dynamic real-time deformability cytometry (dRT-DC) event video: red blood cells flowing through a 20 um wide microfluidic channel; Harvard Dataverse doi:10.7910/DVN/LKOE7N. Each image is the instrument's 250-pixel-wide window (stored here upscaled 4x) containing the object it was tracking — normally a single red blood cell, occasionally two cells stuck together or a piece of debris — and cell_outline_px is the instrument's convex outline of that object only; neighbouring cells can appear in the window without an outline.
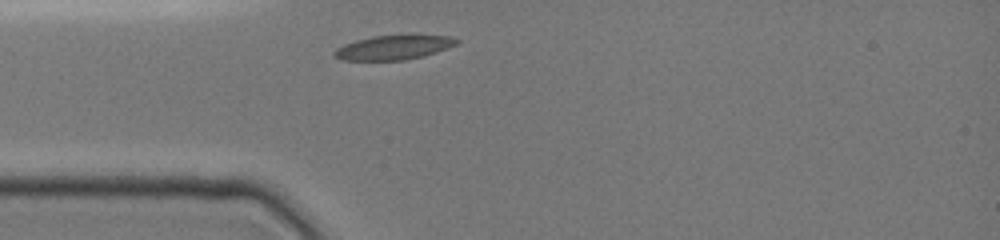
{"species": "common noctule bat (a hibernating species)", "species_latin": "Nyctalus noctula", "temperature_condition": "cold", "stored_images_in_passage": 2, "camera_frame_rate_fps": 3000, "um_per_image_px": 0.085, "animal": {"sex": "female", "body_mass_g": 19.0, "forearm_length_mm": 51.5}, "frame": {"image": 1, "passage_image": 1, "time_ms": 0.0, "image_size_px": [1000, 240], "cell_outline_px": [[460, 40], [456, 44], [436, 52], [424, 56], [404, 60], [344, 60], [332, 56], [332, 52], [336, 48], [344, 44], [356, 40], [372, 36], [412, 32], [416, 32], [448, 36]], "centroid_in_image_um": [33.49, 3.98], "position_along_channel_um": 51.5, "area_um2": 18.21}}